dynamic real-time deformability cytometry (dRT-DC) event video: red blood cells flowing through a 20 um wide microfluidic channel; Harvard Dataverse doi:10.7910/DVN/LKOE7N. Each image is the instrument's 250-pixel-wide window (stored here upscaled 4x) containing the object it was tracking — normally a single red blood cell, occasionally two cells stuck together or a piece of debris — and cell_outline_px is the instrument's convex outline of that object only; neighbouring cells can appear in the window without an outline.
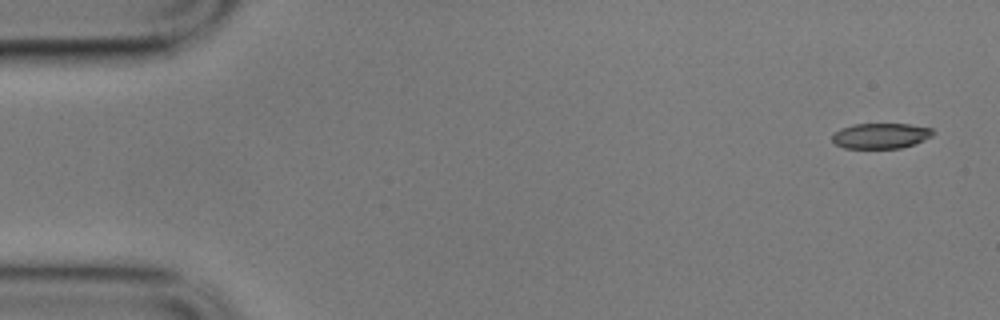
{"species": "common noctule bat (a hibernating species)", "species_latin": "Nyctalus noctula", "temperature_condition": "cold", "stored_images_in_passage": 4, "camera_frame_rate_fps": 3000, "um_per_image_px": 0.085, "animal": {"sex": "male", "body_mass_g": 17.9}, "frame": {"image": 1, "passage_image": 1, "time_ms": 0.0, "image_size_px": [1000, 320], "cell_outline_px": [[936, 132], [932, 136], [924, 140], [900, 148], [844, 148], [836, 144], [832, 140], [832, 132], [840, 128], [852, 124], [908, 124], [932, 128]], "centroid_in_image_um": [74.84, 11.53], "position_along_channel_um": 10.2, "area_um2": 15.03}}
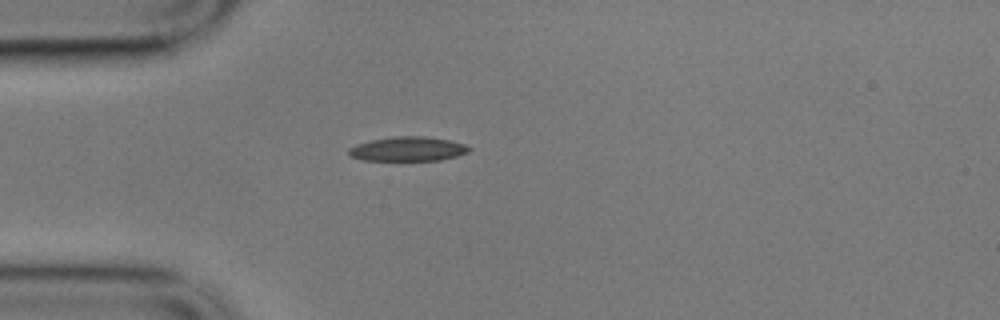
{"frame": {"image": 2, "passage_image": 4, "time_ms": 1.0, "image_size_px": [1000, 320], "cell_outline_px": [[472, 148], [468, 152], [456, 156], [440, 160], [360, 160], [348, 156], [348, 148], [356, 144], [372, 140], [392, 136], [424, 136], [448, 140], [464, 144]], "centroid_in_image_um": [34.62, 12.66], "position_along_channel_um": 50.4, "area_um2": 17.11}}